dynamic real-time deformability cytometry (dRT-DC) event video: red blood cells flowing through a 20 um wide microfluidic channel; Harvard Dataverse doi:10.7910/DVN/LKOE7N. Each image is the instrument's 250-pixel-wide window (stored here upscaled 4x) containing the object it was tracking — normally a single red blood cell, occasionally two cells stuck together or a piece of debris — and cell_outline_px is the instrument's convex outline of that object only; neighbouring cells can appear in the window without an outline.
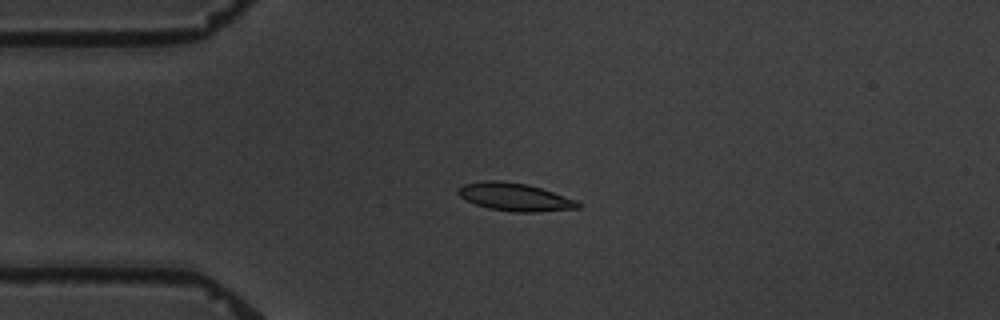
{"species": "common noctule bat (a hibernating species)", "species_latin": "Nyctalus noctula", "temperature_condition": "warm", "stored_images_in_passage": 5, "camera_frame_rate_fps": 3000, "um_per_image_px": 0.085, "animal": {"sex": "male", "body_mass_g": 19.5, "forearm_length_mm": 54.6}, "frame": {"image": 1, "passage_image": 3, "time_ms": 2.333, "image_size_px": [1000, 320], "cell_outline_px": [[580, 208], [536, 212], [512, 212], [488, 208], [464, 200], [456, 192], [456, 188], [464, 184], [484, 180], [500, 180], [528, 184], [576, 200], [580, 204]], "centroid_in_image_um": [43.7, 16.74], "position_along_channel_um": 41.3, "area_um2": 19.54}}
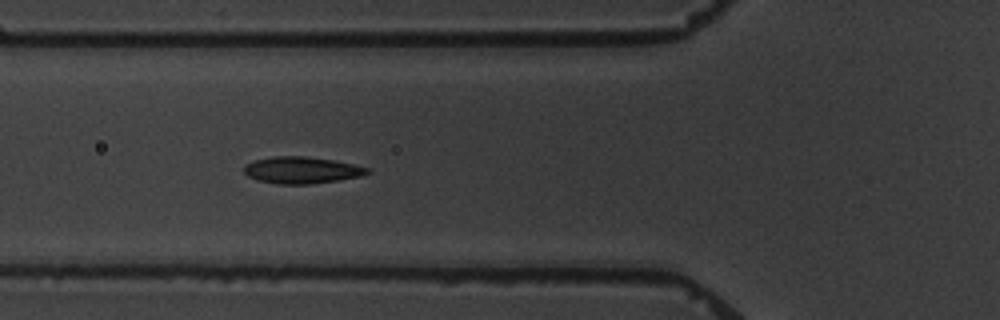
{"frame": {"image": 2, "passage_image": 5, "time_ms": 4.667, "image_size_px": [1000, 320], "cell_outline_px": [[372, 172], [360, 176], [340, 180], [312, 184], [276, 184], [260, 180], [248, 176], [244, 172], [244, 164], [252, 160], [272, 156], [304, 156], [332, 160], [372, 168]], "centroid_in_image_um": [25.65, 14.46], "position_along_channel_um": 100.2, "area_um2": 19.36}}